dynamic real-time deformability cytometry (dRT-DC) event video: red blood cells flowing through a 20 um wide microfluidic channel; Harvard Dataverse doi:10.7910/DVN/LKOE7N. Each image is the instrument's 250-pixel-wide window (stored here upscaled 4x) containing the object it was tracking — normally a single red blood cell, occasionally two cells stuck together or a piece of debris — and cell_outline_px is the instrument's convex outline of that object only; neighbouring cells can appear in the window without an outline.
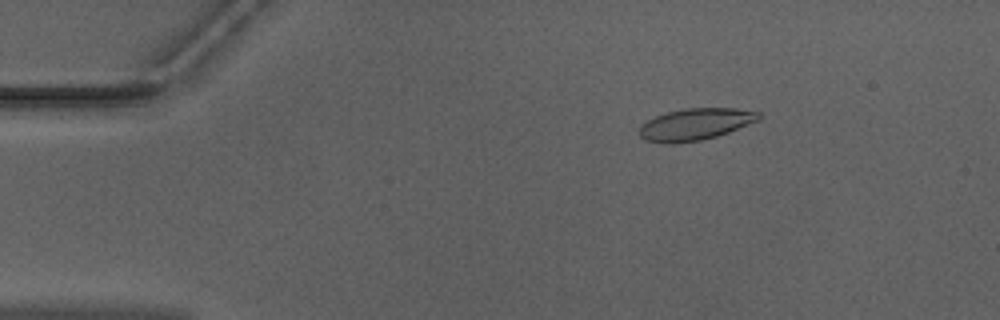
{"species": "Egyptian fruit bat (a non-hibernating species)", "species_latin": "Rousettus aegyptiacus", "temperature_condition": "warm", "stored_images_in_passage": 50, "camera_frame_rate_fps": 3000, "um_per_image_px": 0.085, "animal": {"sex": "male"}, "frame": {"image": 1, "passage_image": 6, "time_ms": 1.667, "image_size_px": [1000, 320], "cell_outline_px": [[764, 116], [760, 120], [728, 132], [716, 136], [700, 140], [672, 144], [660, 144], [644, 140], [640, 136], [640, 124], [656, 116], [668, 112], [684, 108], [736, 108], [760, 112]], "centroid_in_image_um": [59.11, 10.56], "position_along_channel_um": 25.9, "area_um2": 22.31}}
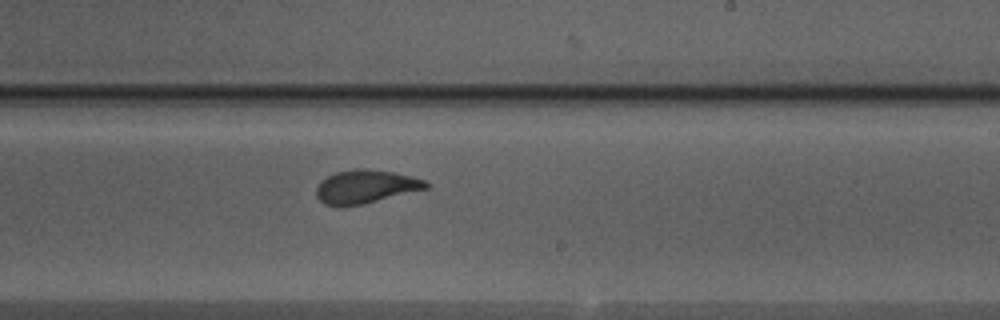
{"frame": {"image": 2, "passage_image": 29, "time_ms": 9.333, "image_size_px": [1000, 320], "cell_outline_px": [[428, 188], [364, 204], [340, 208], [336, 208], [324, 204], [316, 196], [316, 188], [328, 176], [336, 172], [356, 168], [368, 168], [392, 172], [412, 176], [424, 180], [428, 184]], "centroid_in_image_um": [31.05, 15.89], "position_along_channel_um": 257.9, "area_um2": 21.5}}
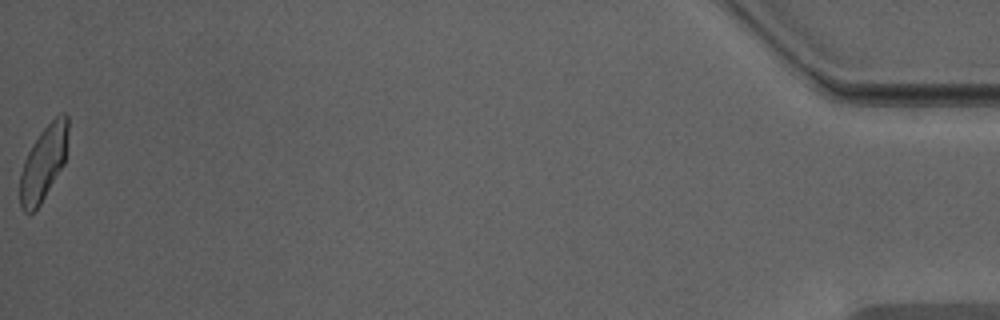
{"frame": {"image": 3, "passage_image": 50, "time_ms": 16.333, "image_size_px": [1000, 320], "cell_outline_px": [[68, 132], [64, 164], [40, 204], [32, 212], [24, 212], [20, 208], [20, 172], [24, 160], [32, 144], [40, 132], [60, 112], [64, 112], [68, 116]], "centroid_in_image_um": [3.69, 13.84], "position_along_channel_um": 431.5, "area_um2": 20.81}, "authors_computed_cell_mechanics": {"area_um2": 21.6172, "velocity_mm_per_s": 3.9508, "shape_relaxation_time_tau1_ms": 9.845, "shape_relaxation_time_tau2_ms": 0.9326, "deformation_change_tau1": 0.2727, "deformation_change_tau2": 0.0737}}